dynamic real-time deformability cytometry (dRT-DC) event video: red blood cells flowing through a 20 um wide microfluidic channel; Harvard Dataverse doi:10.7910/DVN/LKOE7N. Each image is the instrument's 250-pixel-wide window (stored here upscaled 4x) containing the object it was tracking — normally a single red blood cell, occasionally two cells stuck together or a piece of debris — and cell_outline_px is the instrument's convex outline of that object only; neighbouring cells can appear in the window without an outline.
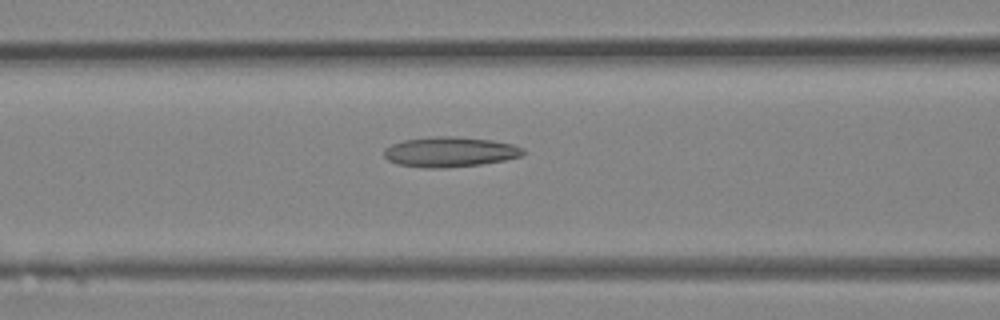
{"species": "Egyptian fruit bat (a non-hibernating species)", "species_latin": "Rousettus aegyptiacus", "temperature_condition": "room temperature", "stored_images_in_passage": 32, "camera_frame_rate_fps": 3000, "um_per_image_px": 0.085, "animal": {"sex": "female"}, "frame": {"image": 1, "passage_image": 13, "time_ms": 4.0, "image_size_px": [1000, 320], "cell_outline_px": [[524, 152], [520, 156], [504, 160], [480, 164], [444, 168], [424, 168], [396, 164], [388, 160], [384, 156], [384, 148], [392, 144], [404, 140], [436, 136], [452, 136], [492, 140], [512, 144], [524, 148]], "centroid_in_image_um": [38.21, 12.91], "position_along_channel_um": 128.4, "area_um2": 24.33}}
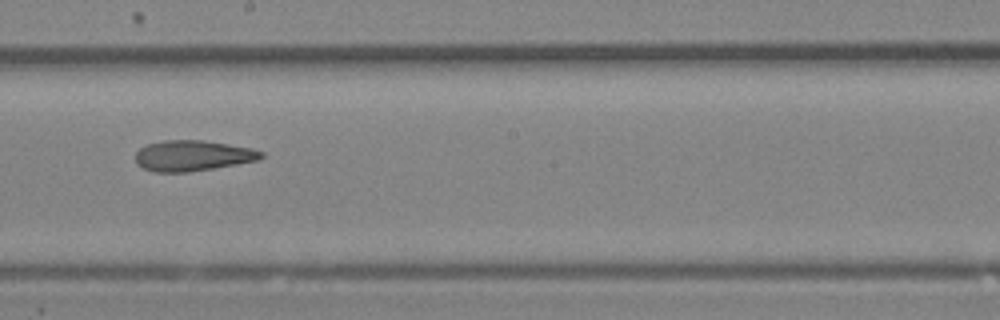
{"frame": {"image": 2, "passage_image": 18, "time_ms": 5.667, "image_size_px": [1000, 320], "cell_outline_px": [[264, 156], [260, 160], [188, 172], [152, 172], [136, 164], [136, 152], [140, 148], [148, 144], [164, 140], [200, 140], [228, 144], [252, 148], [264, 152]], "centroid_in_image_um": [16.38, 13.23], "position_along_channel_um": 231.8, "area_um2": 22.43}}
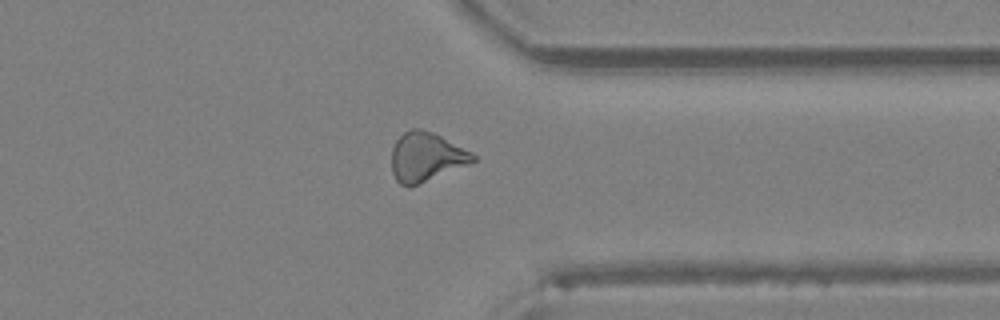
{"frame": {"image": 3, "passage_image": 25, "time_ms": 8.0, "image_size_px": [1000, 320], "cell_outline_px": [[476, 160], [468, 164], [408, 188], [400, 184], [396, 180], [392, 172], [392, 148], [396, 140], [404, 132], [412, 128], [420, 128], [432, 132], [472, 152], [476, 156]], "centroid_in_image_um": [36.19, 13.34], "position_along_channel_um": 375.2, "area_um2": 23.06}}